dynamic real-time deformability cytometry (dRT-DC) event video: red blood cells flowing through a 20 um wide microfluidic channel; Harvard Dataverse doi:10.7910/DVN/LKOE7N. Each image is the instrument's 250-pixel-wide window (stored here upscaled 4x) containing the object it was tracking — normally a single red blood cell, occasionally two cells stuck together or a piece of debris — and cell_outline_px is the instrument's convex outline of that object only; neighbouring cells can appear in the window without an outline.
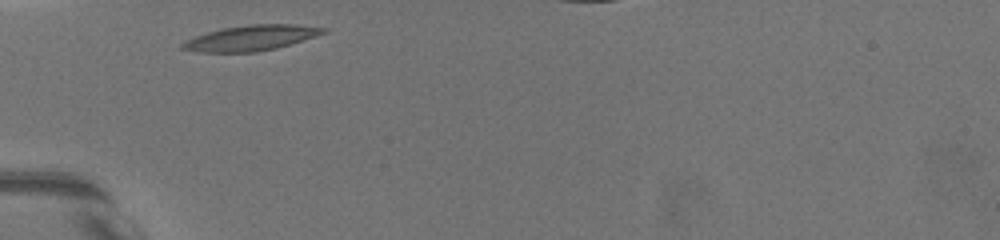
{"species": "common noctule bat (a hibernating species)", "species_latin": "Nyctalus noctula", "temperature_condition": "warm", "stored_images_in_passage": 16, "camera_frame_rate_fps": 3000, "um_per_image_px": 0.085, "animal": {"sex": "female", "body_mass_g": 19.5, "forearm_length_mm": 54.1}, "frame": {"image": 1, "passage_image": 1, "time_ms": 0.0, "image_size_px": [1000, 240], "cell_outline_px": [[328, 32], [276, 48], [256, 52], [200, 52], [180, 48], [180, 44], [196, 36], [208, 32], [224, 28], [248, 24], [292, 24], [328, 28]], "centroid_in_image_um": [21.36, 3.22], "position_along_channel_um": 63.6, "area_um2": 20.58}}
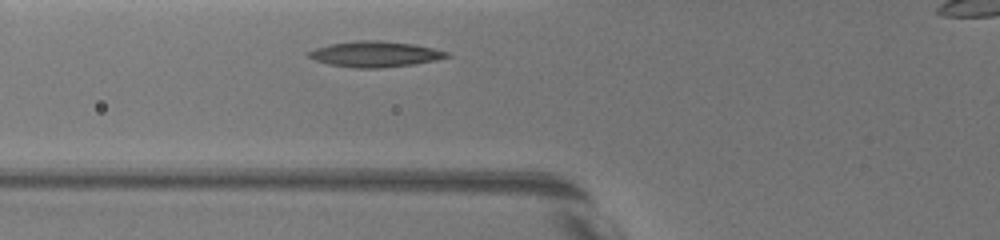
{"frame": {"image": 2, "passage_image": 6, "time_ms": 1.0, "image_size_px": [1000, 240], "cell_outline_px": [[452, 56], [436, 60], [412, 64], [380, 68], [352, 68], [328, 64], [316, 60], [308, 56], [308, 52], [316, 48], [332, 44], [360, 40], [380, 40], [412, 44], [432, 48], [448, 52]], "centroid_in_image_um": [31.9, 4.6], "position_along_channel_um": 93.9, "area_um2": 20.46}}
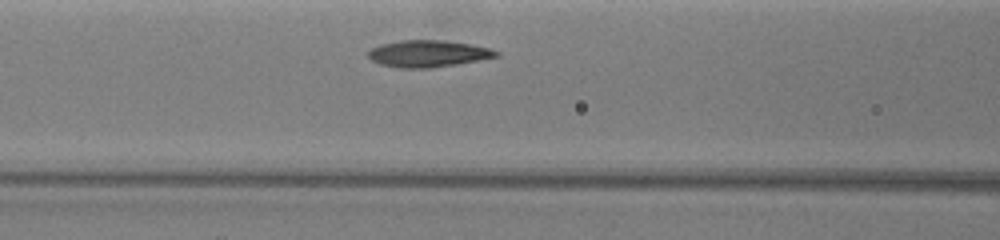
{"frame": {"image": 3, "passage_image": 11, "time_ms": 2.0, "image_size_px": [1000, 240], "cell_outline_px": [[500, 56], [428, 68], [400, 68], [380, 64], [372, 60], [364, 52], [380, 44], [400, 40], [444, 40], [472, 44], [488, 48], [500, 52]], "centroid_in_image_um": [36.33, 4.54], "position_along_channel_um": 130.3, "area_um2": 19.88}}